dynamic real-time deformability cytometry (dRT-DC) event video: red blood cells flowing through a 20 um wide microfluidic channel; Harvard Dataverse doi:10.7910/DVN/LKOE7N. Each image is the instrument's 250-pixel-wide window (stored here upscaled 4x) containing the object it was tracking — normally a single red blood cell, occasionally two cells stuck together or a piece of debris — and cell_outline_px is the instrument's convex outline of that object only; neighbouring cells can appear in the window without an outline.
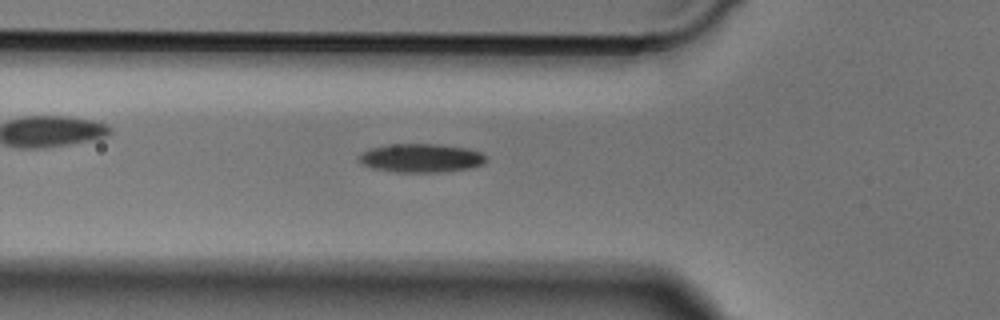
{"species": "Egyptian fruit bat (a non-hibernating species)", "species_latin": "Rousettus aegyptiacus", "temperature_condition": "cold", "stored_images_in_passage": 37, "camera_frame_rate_fps": 3000, "um_per_image_px": 0.085, "animal": {"sex": "male"}, "frame": {"image": 1, "passage_image": 10, "time_ms": 3.0, "image_size_px": [1000, 320], "cell_outline_px": [[488, 160], [484, 164], [472, 168], [444, 172], [396, 172], [372, 168], [356, 160], [356, 156], [372, 148], [388, 144], [436, 144], [468, 148], [480, 152], [488, 156]], "centroid_in_image_um": [35.83, 13.44], "position_along_channel_um": 90.0, "area_um2": 21.5}}
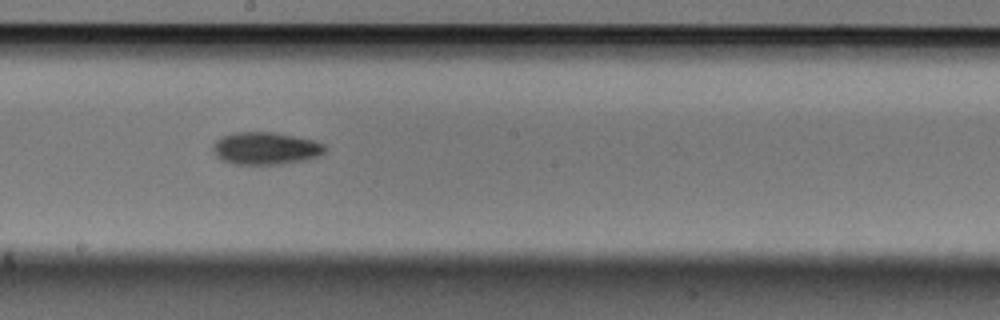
{"frame": {"image": 2, "passage_image": 20, "time_ms": 6.333, "image_size_px": [1000, 320], "cell_outline_px": [[328, 148], [320, 156], [304, 160], [284, 164], [232, 164], [220, 160], [216, 156], [212, 148], [212, 144], [216, 140], [224, 136], [236, 132], [276, 132], [316, 140], [324, 144]], "centroid_in_image_um": [22.6, 12.61], "position_along_channel_um": 225.6, "area_um2": 21.5}}
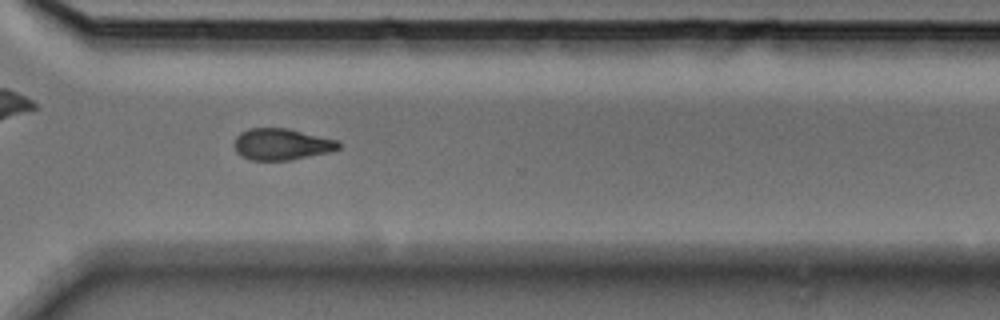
{"frame": {"image": 3, "passage_image": 29, "time_ms": 9.333, "image_size_px": [1000, 320], "cell_outline_px": [[340, 148], [332, 152], [292, 160], [252, 160], [240, 156], [236, 152], [232, 144], [236, 136], [240, 132], [248, 128], [288, 128], [340, 140]], "centroid_in_image_um": [23.95, 12.26], "position_along_channel_um": 346.7, "area_um2": 19.65}}